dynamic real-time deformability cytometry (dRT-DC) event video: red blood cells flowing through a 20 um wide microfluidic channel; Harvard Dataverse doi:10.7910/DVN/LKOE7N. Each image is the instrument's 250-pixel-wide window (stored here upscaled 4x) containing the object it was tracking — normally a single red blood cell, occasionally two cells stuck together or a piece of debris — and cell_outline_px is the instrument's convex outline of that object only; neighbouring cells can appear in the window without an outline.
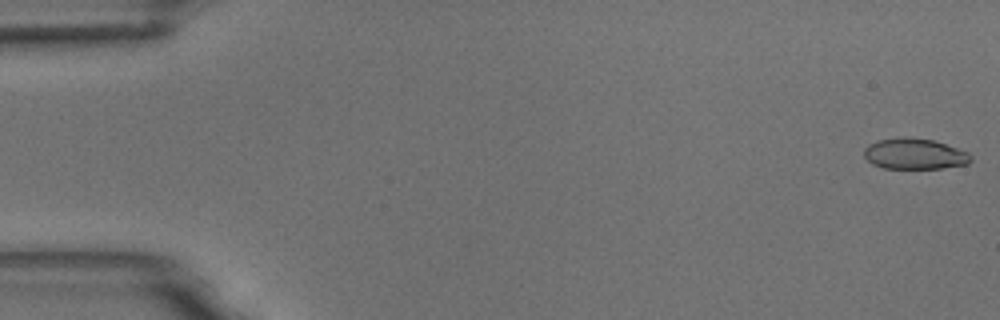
{"species": "common noctule bat (a hibernating species)", "species_latin": "Nyctalus noctula", "temperature_condition": "room temperature", "stored_images_in_passage": 11, "camera_frame_rate_fps": 3000, "um_per_image_px": 0.085, "animal": {"sex": "male", "body_mass_g": 18.8}, "frame": {"image": 1, "passage_image": 1, "time_ms": 0.0, "image_size_px": [1000, 320], "cell_outline_px": [[972, 160], [968, 164], [940, 168], [884, 168], [872, 164], [864, 156], [864, 148], [868, 144], [876, 140], [932, 140], [968, 152], [972, 156]], "centroid_in_image_um": [77.75, 13.13], "position_along_channel_um": 7.3, "area_um2": 18.38}}
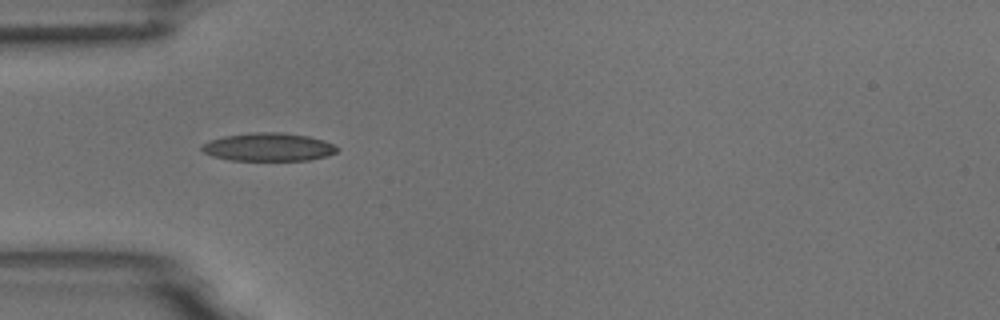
{"frame": {"image": 2, "passage_image": 5, "time_ms": 5.333, "image_size_px": [1000, 320], "cell_outline_px": [[336, 152], [328, 156], [308, 160], [228, 160], [212, 156], [204, 152], [200, 148], [200, 144], [208, 140], [224, 136], [252, 132], [284, 132], [308, 136], [324, 140], [332, 144], [336, 148]], "centroid_in_image_um": [22.76, 12.49], "position_along_channel_um": 62.2, "area_um2": 22.31}}
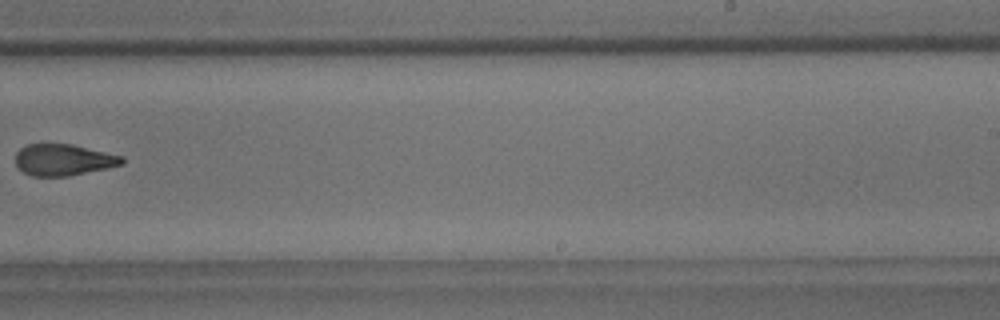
{"frame": {"image": 3, "passage_image": 10, "time_ms": 11.333, "image_size_px": [1000, 320], "cell_outline_px": [[124, 164], [108, 168], [68, 176], [32, 176], [24, 172], [16, 164], [16, 152], [20, 148], [28, 144], [72, 144], [124, 156]], "centroid_in_image_um": [5.42, 13.58], "position_along_channel_um": 283.6, "area_um2": 19.54}}